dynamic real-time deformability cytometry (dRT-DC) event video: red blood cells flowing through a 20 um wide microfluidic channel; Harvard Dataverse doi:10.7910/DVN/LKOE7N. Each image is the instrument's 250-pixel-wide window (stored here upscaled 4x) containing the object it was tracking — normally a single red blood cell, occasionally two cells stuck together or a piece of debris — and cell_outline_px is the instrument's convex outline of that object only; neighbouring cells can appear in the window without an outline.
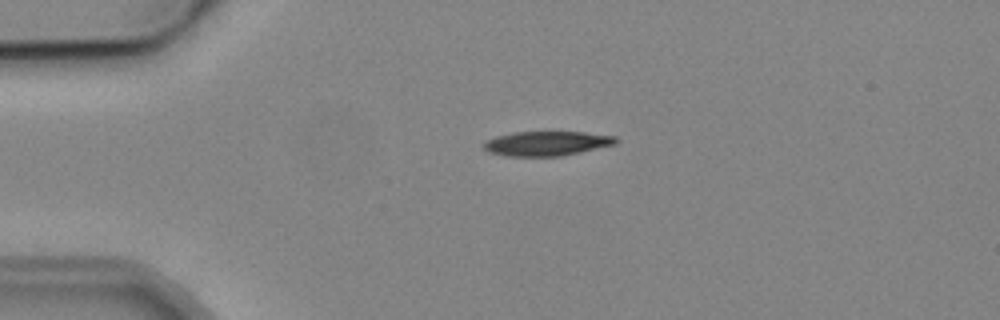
{"species": "common noctule bat (a hibernating species)", "species_latin": "Nyctalus noctula", "temperature_condition": "cold", "stored_images_in_passage": 2, "camera_frame_rate_fps": 3000, "um_per_image_px": 0.085, "animal": {"sex": "male", "body_mass_g": 19.2, "forearm_length_mm": 51.8}, "frame": {"image": 1, "passage_image": 1, "time_ms": 0.0, "image_size_px": [1000, 320], "cell_outline_px": [[620, 140], [616, 144], [580, 152], [560, 156], [508, 156], [488, 152], [484, 148], [484, 140], [496, 136], [512, 132], [584, 132], [616, 136]], "centroid_in_image_um": [46.48, 12.19], "position_along_channel_um": 38.5, "area_um2": 18.96}}